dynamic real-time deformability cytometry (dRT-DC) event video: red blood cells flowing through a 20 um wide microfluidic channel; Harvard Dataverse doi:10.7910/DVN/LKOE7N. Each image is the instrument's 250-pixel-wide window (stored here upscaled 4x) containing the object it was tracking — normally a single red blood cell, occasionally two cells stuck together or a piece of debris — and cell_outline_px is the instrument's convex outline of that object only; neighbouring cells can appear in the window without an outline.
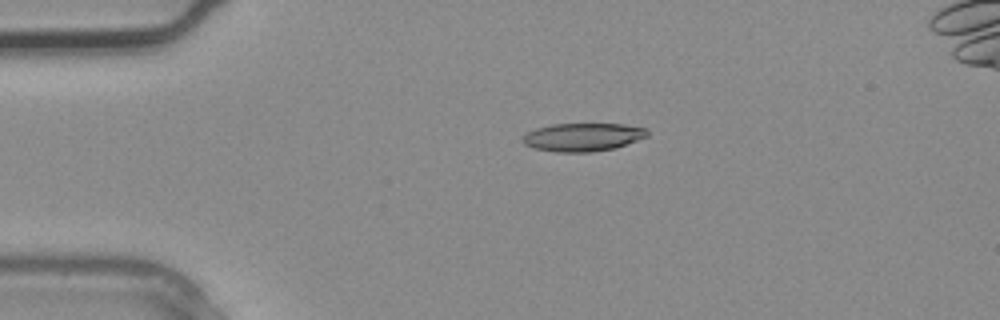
{"species": "common noctule bat (a hibernating species)", "species_latin": "Nyctalus noctula", "temperature_condition": "warm", "stored_images_in_passage": 3, "camera_frame_rate_fps": 3000, "um_per_image_px": 0.085, "animal": {"sex": "male", "body_mass_g": 20.4}, "frame": {"image": 1, "passage_image": 2, "time_ms": 0.333, "image_size_px": [1000, 320], "cell_outline_px": [[648, 136], [612, 148], [592, 152], [556, 152], [532, 148], [524, 144], [520, 140], [520, 136], [536, 128], [552, 124], [624, 124], [644, 128], [648, 132]], "centroid_in_image_um": [49.45, 11.65], "position_along_channel_um": 35.6, "area_um2": 20.4}}